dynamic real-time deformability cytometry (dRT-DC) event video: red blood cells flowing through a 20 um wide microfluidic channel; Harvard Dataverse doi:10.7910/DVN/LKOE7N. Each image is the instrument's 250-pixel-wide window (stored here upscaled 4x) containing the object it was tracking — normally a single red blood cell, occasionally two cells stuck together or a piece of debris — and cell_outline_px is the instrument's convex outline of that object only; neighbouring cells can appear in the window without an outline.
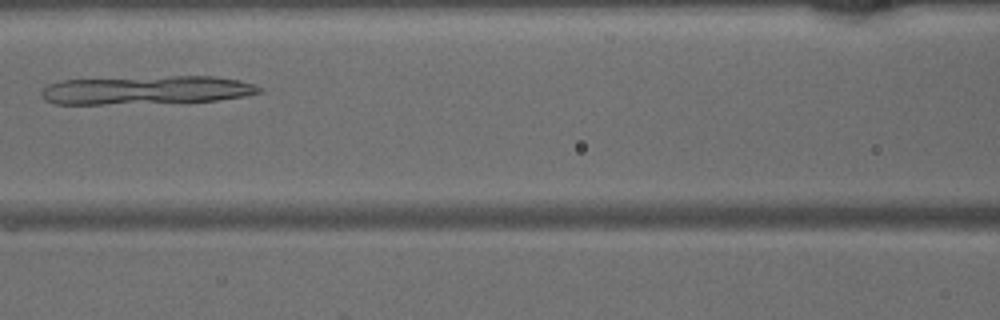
{"species": "common noctule bat (a hibernating species)", "species_latin": "Nyctalus noctula", "temperature_condition": "warm", "stored_images_in_passage": 39, "camera_frame_rate_fps": 3000, "um_per_image_px": 0.085, "animal": {"sex": "male", "body_mass_g": 15.6}, "frame": {"image": 1, "passage_image": 13, "time_ms": 4.0, "image_size_px": [1000, 320], "cell_outline_px": [[264, 92], [244, 96], [216, 100], [104, 104], [56, 104], [44, 100], [40, 96], [40, 92], [44, 88], [60, 80], [172, 76], [216, 76], [240, 80], [256, 84]], "centroid_in_image_um": [12.46, 7.65], "position_along_channel_um": 154.1, "area_um2": 36.01}}
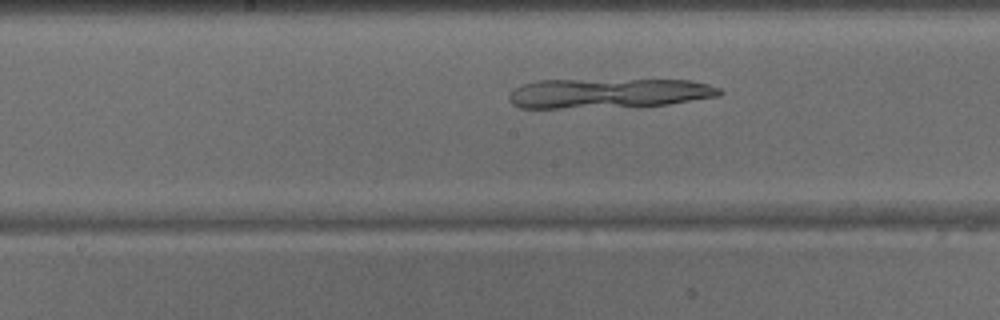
{"frame": {"image": 2, "passage_image": 16, "time_ms": 5.0, "image_size_px": [1000, 320], "cell_outline_px": [[724, 92], [720, 96], [668, 104], [640, 108], [520, 108], [512, 104], [508, 100], [508, 96], [516, 88], [524, 84], [540, 80], [688, 80], [708, 84], [720, 88]], "centroid_in_image_um": [51.77, 7.95], "position_along_channel_um": 196.4, "area_um2": 37.22}}
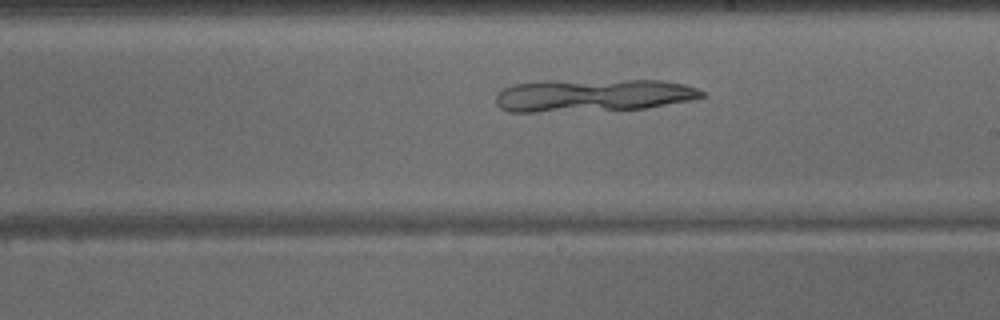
{"frame": {"image": 3, "passage_image": 19, "time_ms": 6.0, "image_size_px": [1000, 320], "cell_outline_px": [[704, 96], [688, 100], [648, 108], [536, 112], [508, 112], [500, 108], [496, 104], [496, 96], [504, 88], [512, 84], [540, 80], [660, 80], [684, 84], [696, 88], [704, 92]], "centroid_in_image_um": [50.34, 8.09], "position_along_channel_um": 238.7, "area_um2": 39.36}}